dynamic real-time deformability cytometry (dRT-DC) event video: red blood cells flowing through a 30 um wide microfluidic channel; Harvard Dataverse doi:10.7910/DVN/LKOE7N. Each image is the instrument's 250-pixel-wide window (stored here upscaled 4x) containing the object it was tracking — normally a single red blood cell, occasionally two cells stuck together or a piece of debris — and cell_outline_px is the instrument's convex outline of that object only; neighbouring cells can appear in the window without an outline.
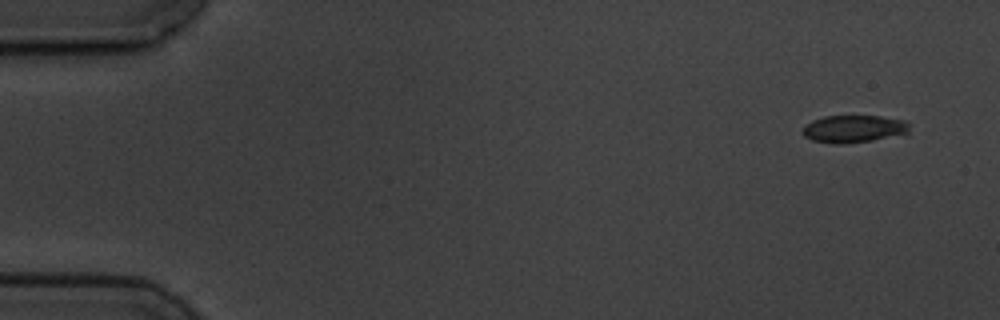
{"species": "common noctule bat (a hibernating species)", "species_latin": "Nyctalus noctula", "temperature_condition": "cold", "stored_images_in_passage": 3, "camera_frame_rate_fps": 3000, "um_per_image_px": 0.085, "animal": {"sex": "male", "body_mass_g": 19.5, "forearm_length_mm": 54.6}, "frame": {"image": 1, "passage_image": 1, "time_ms": 0.0, "image_size_px": [1000, 320], "cell_outline_px": [[908, 136], [844, 144], [836, 144], [812, 140], [804, 136], [800, 132], [804, 124], [812, 120], [824, 116], [880, 116], [904, 120], [908, 124]], "centroid_in_image_um": [72.59, 10.97], "position_along_channel_um": 12.4, "area_um2": 17.63}}